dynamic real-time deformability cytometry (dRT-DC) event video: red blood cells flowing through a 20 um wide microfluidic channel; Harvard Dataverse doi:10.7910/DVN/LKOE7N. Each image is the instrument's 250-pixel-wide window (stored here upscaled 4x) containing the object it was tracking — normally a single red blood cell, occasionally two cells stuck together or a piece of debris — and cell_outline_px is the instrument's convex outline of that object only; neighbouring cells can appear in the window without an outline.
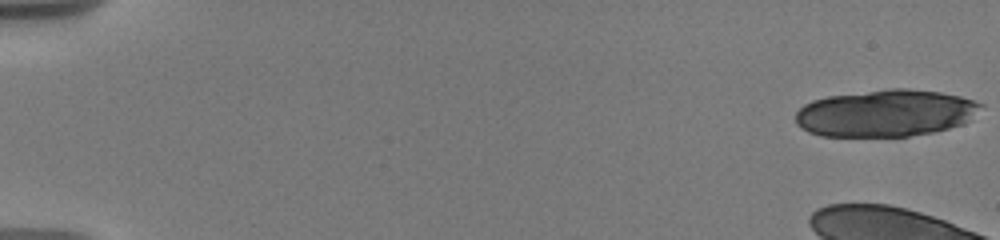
{"species": "human", "species_latin": "Homo sapiens", "temperature_condition": "warm", "stored_images_in_passage": 13, "camera_frame_rate_fps": 3000, "um_per_image_px": 0.085, "donor": {"sex": "male"}, "frame": {"image": 1, "passage_image": 1, "time_ms": 0.0, "image_size_px": [1000, 240], "cell_outline_px": [[984, 104], [964, 124], [932, 132], [908, 136], [820, 136], [808, 132], [800, 128], [796, 124], [796, 112], [804, 104], [812, 100], [828, 96], [892, 88], [908, 88], [940, 92], [960, 96]], "centroid_in_image_um": [75.24, 9.62], "position_along_channel_um": 9.8, "area_um2": 50.63}}